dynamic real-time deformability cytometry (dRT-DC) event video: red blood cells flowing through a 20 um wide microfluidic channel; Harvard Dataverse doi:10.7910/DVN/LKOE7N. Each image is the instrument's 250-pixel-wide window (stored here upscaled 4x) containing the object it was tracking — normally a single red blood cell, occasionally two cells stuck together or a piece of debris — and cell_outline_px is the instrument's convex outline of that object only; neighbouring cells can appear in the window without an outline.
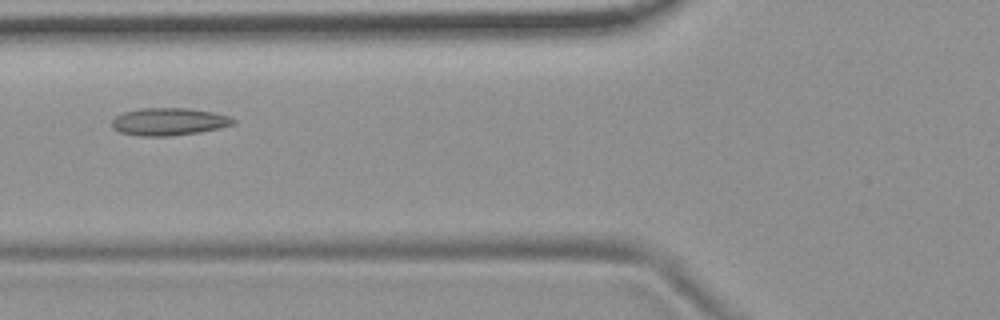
{"species": "common noctule bat (a hibernating species)", "species_latin": "Nyctalus noctula", "temperature_condition": "room temperature", "stored_images_in_passage": 7, "camera_frame_rate_fps": 3000, "um_per_image_px": 0.085, "animal": {"sex": "female", "body_mass_g": 19.9}, "frame": {"image": 1, "passage_image": 2, "time_ms": 1.333, "image_size_px": [1000, 320], "cell_outline_px": [[236, 124], [220, 128], [200, 132], [168, 136], [140, 136], [120, 132], [112, 128], [112, 120], [116, 116], [124, 112], [140, 108], [188, 108], [212, 112], [228, 116], [236, 120]], "centroid_in_image_um": [14.36, 10.34], "position_along_channel_um": 111.4, "area_um2": 19.48}}
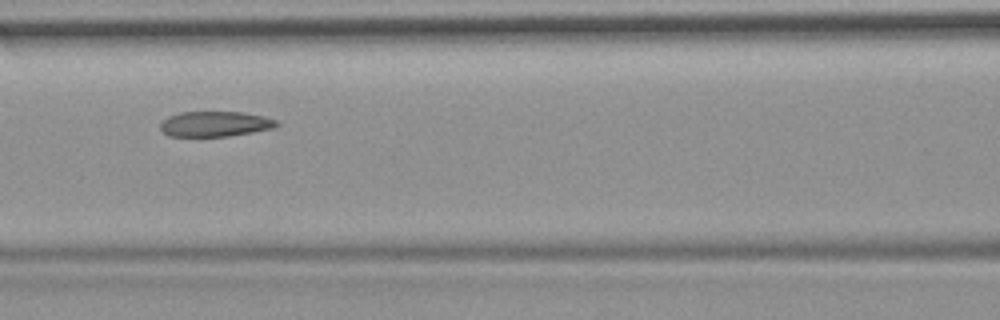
{"frame": {"image": 2, "passage_image": 3, "time_ms": 2.333, "image_size_px": [1000, 320], "cell_outline_px": [[280, 124], [272, 128], [252, 132], [228, 136], [168, 136], [160, 128], [160, 124], [168, 116], [180, 112], [240, 112], [264, 116], [276, 120]], "centroid_in_image_um": [18.27, 10.53], "position_along_channel_um": 148.3, "area_um2": 16.99}}